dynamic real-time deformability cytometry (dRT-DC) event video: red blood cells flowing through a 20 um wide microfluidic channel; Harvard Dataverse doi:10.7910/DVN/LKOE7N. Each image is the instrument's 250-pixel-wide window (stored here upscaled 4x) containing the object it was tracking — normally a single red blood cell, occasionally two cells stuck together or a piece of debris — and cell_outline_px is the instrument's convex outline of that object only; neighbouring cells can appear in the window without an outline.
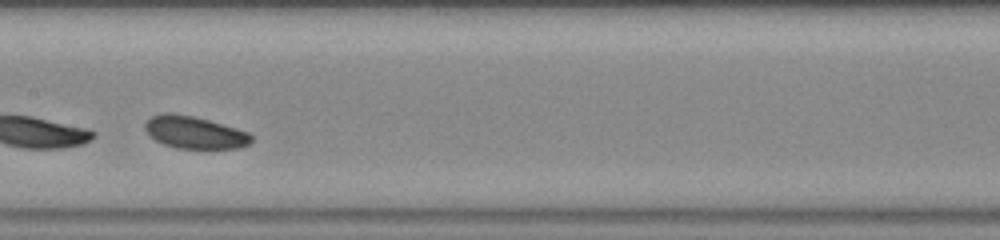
{"species": "common noctule bat (a hibernating species)", "species_latin": "Nyctalus noctula", "temperature_condition": "warm", "stored_images_in_passage": 19, "camera_frame_rate_fps": 3000, "um_per_image_px": 0.085, "animal": {"sex": "female", "body_mass_g": 23.0, "forearm_length_mm": 53.4}, "frame": {"image": 1, "passage_image": 14, "time_ms": 4.333, "image_size_px": [1000, 240], "cell_outline_px": [[252, 140], [248, 144], [240, 148], [176, 148], [164, 144], [156, 140], [144, 128], [144, 124], [152, 116], [164, 112], [172, 112], [192, 116], [208, 120], [236, 128], [248, 132], [252, 136]], "centroid_in_image_um": [16.54, 11.25], "position_along_channel_um": 190.9, "area_um2": 19.83}}